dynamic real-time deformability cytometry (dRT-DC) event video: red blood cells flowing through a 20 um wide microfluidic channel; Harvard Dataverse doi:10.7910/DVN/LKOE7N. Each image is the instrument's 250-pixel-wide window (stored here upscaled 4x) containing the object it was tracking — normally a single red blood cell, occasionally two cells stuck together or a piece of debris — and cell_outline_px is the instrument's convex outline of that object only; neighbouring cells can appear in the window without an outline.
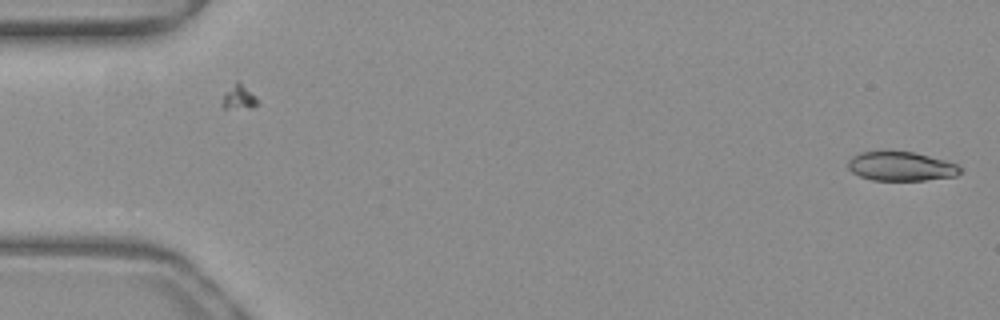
{"species": "common noctule bat (a hibernating species)", "species_latin": "Nyctalus noctula", "temperature_condition": "warm", "stored_images_in_passage": 19, "camera_frame_rate_fps": 3000, "um_per_image_px": 0.085, "animal": {"sex": "female", "body_mass_g": 19.3, "forearm_length_mm": 54.1}, "frame": {"image": 1, "passage_image": 1, "time_ms": 0.0, "image_size_px": [1000, 320], "cell_outline_px": [[960, 172], [956, 176], [924, 180], [872, 180], [860, 176], [852, 172], [848, 168], [848, 160], [852, 156], [860, 152], [880, 148], [892, 148], [912, 152], [944, 160], [956, 164], [960, 168]], "centroid_in_image_um": [76.49, 14.08], "position_along_channel_um": 8.5, "area_um2": 19.65}}
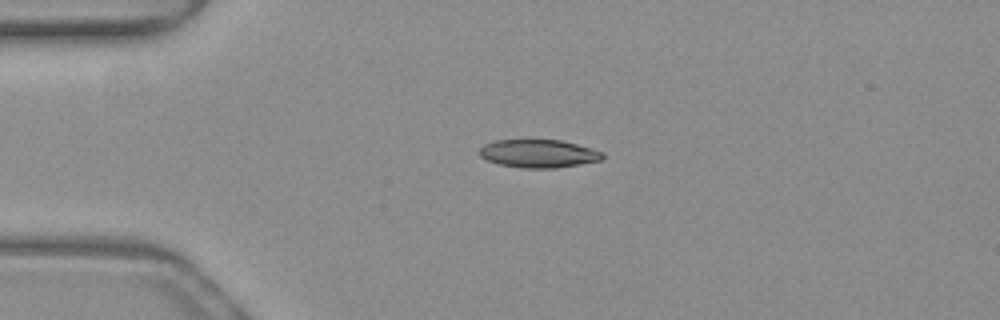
{"frame": {"image": 2, "passage_image": 12, "time_ms": 3.667, "image_size_px": [1000, 320], "cell_outline_px": [[604, 156], [600, 160], [580, 164], [556, 168], [520, 168], [500, 164], [488, 160], [480, 156], [480, 148], [484, 144], [496, 140], [560, 140], [576, 144], [604, 152]], "centroid_in_image_um": [45.77, 13.05], "position_along_channel_um": 39.2, "area_um2": 20.0}}
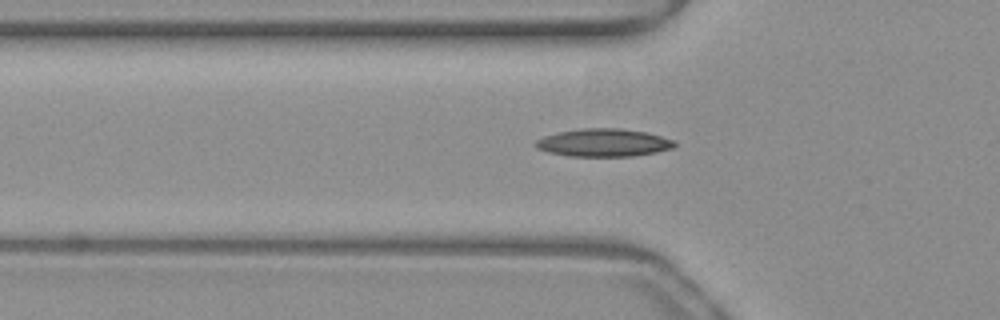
{"frame": {"image": 3, "passage_image": 17, "time_ms": 5.333, "image_size_px": [1000, 320], "cell_outline_px": [[676, 144], [672, 148], [656, 152], [632, 156], [568, 156], [548, 152], [536, 148], [536, 140], [544, 136], [556, 132], [580, 128], [620, 128], [648, 132], [672, 140]], "centroid_in_image_um": [51.27, 12.12], "position_along_channel_um": 74.5, "area_um2": 22.54}}